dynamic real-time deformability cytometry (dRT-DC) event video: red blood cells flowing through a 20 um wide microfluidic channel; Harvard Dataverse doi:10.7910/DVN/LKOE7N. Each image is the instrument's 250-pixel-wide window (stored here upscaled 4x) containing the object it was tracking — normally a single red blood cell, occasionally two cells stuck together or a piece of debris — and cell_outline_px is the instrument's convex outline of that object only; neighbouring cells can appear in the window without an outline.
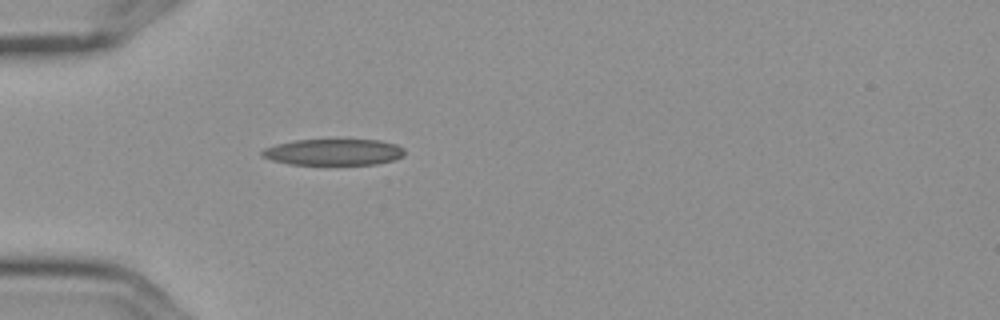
{"species": "Egyptian fruit bat (a non-hibernating species)", "species_latin": "Rousettus aegyptiacus", "temperature_condition": "cold", "stored_images_in_passage": 1, "camera_frame_rate_fps": 3000, "um_per_image_px": 0.085, "frame": {"image": 1, "passage_image": 1, "time_ms": 0.0, "image_size_px": [1000, 320], "cell_outline_px": [[404, 156], [396, 160], [376, 164], [288, 164], [272, 160], [260, 156], [260, 152], [264, 148], [276, 144], [296, 140], [380, 140], [396, 144], [404, 148]], "centroid_in_image_um": [28.36, 12.93], "position_along_channel_um": 56.6, "area_um2": 21.91}}